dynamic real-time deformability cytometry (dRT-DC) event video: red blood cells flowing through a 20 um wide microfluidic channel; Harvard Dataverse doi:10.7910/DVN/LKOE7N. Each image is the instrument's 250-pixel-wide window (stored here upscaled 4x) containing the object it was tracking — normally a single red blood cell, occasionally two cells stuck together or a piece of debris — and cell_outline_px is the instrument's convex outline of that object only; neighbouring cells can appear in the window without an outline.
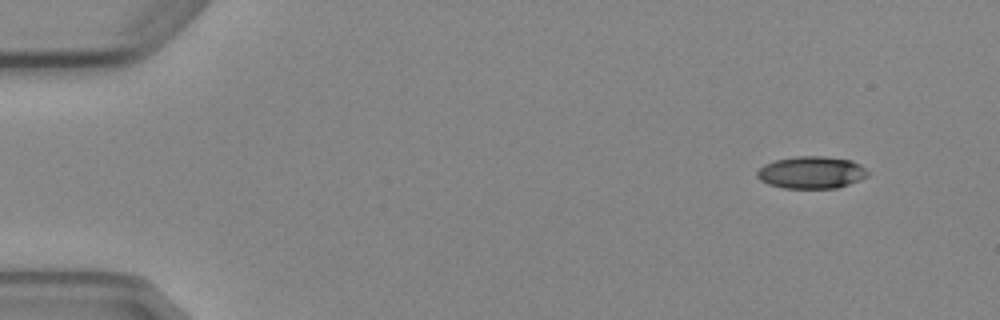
{"species": "Egyptian fruit bat (a non-hibernating species)", "species_latin": "Rousettus aegyptiacus", "temperature_condition": "cold", "stored_images_in_passage": 4, "camera_frame_rate_fps": 3000, "um_per_image_px": 0.085, "animal": {"sex": "female"}, "frame": {"image": 1, "passage_image": 1, "time_ms": 0.0, "image_size_px": [1000, 320], "cell_outline_px": [[868, 176], [860, 180], [836, 188], [784, 188], [768, 184], [760, 180], [756, 176], [756, 172], [764, 164], [776, 160], [796, 156], [824, 156], [852, 160], [860, 164], [868, 172]], "centroid_in_image_um": [68.96, 14.65], "position_along_channel_um": 16.0, "area_um2": 20.81}}
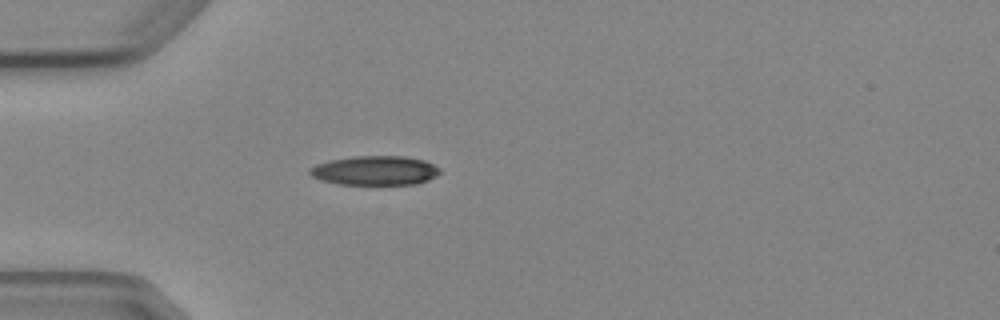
{"frame": {"image": 2, "passage_image": 4, "time_ms": 3.667, "image_size_px": [1000, 320], "cell_outline_px": [[440, 172], [436, 176], [428, 180], [416, 184], [336, 184], [320, 180], [312, 176], [308, 172], [308, 168], [316, 164], [332, 160], [352, 156], [404, 156], [424, 160], [440, 168]], "centroid_in_image_um": [31.85, 14.49], "position_along_channel_um": 53.1, "area_um2": 22.25}}